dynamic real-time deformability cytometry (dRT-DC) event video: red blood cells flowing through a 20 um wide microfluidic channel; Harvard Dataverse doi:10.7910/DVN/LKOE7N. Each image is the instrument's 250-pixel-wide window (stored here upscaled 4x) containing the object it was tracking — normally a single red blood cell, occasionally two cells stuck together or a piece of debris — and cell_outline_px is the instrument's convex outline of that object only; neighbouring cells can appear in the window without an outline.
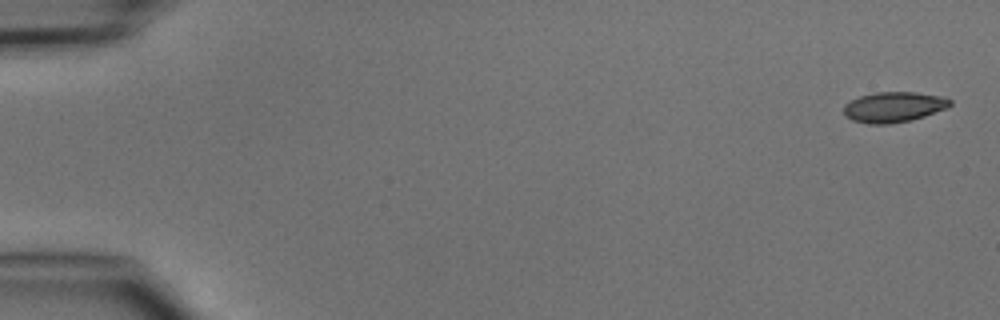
{"species": "common noctule bat (a hibernating species)", "species_latin": "Nyctalus noctula", "temperature_condition": "cold", "stored_images_in_passage": 7, "camera_frame_rate_fps": 3000, "um_per_image_px": 0.085, "animal": {"sex": "male", "body_mass_g": 15.6}, "frame": {"image": 1, "passage_image": 1, "time_ms": 0.0, "image_size_px": [1000, 320], "cell_outline_px": [[952, 104], [948, 108], [912, 120], [888, 124], [868, 124], [852, 120], [844, 116], [844, 104], [860, 96], [876, 92], [916, 92], [944, 96], [952, 100]], "centroid_in_image_um": [75.99, 9.09], "position_along_channel_um": 9.0, "area_um2": 19.02}}
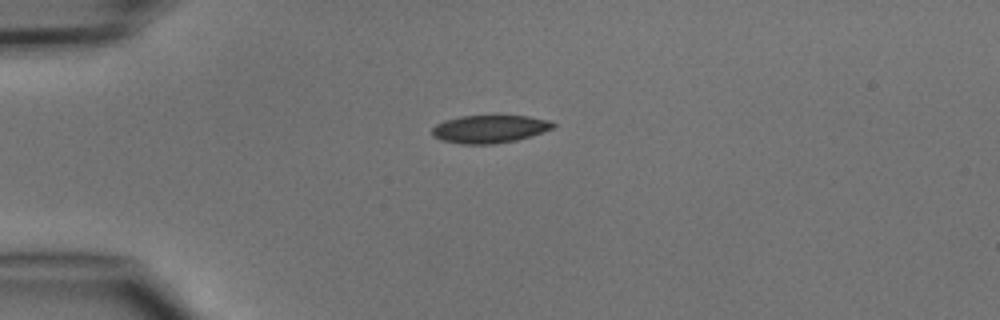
{"frame": {"image": 2, "passage_image": 4, "time_ms": 3.667, "image_size_px": [1000, 320], "cell_outline_px": [[556, 124], [552, 128], [544, 132], [532, 136], [516, 140], [492, 144], [460, 144], [440, 140], [432, 136], [432, 128], [436, 124], [444, 120], [460, 116], [528, 116], [548, 120]], "centroid_in_image_um": [41.59, 10.97], "position_along_channel_um": 43.4, "area_um2": 19.71}}